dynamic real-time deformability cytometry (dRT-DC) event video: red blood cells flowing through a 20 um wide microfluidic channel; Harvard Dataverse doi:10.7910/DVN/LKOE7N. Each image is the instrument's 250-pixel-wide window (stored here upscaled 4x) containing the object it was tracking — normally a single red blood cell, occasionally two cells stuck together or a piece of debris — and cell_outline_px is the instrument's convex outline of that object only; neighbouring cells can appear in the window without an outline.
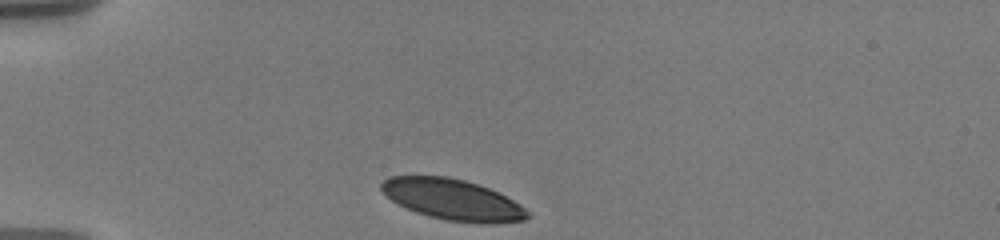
{"species": "human", "species_latin": "Homo sapiens", "temperature_condition": "warm", "stored_images_in_passage": 5, "camera_frame_rate_fps": 3000, "um_per_image_px": 0.085, "donor": {"sex": "male"}, "frame": {"image": 1, "passage_image": 1, "time_ms": 0.0, "image_size_px": [1000, 240], "cell_outline_px": [[528, 216], [524, 220], [488, 224], [448, 220], [428, 216], [416, 212], [392, 200], [380, 188], [380, 184], [388, 176], [448, 176], [464, 180], [488, 188], [520, 204], [528, 212]], "centroid_in_image_um": [38.45, 16.96], "position_along_channel_um": 46.5, "area_um2": 34.28}}
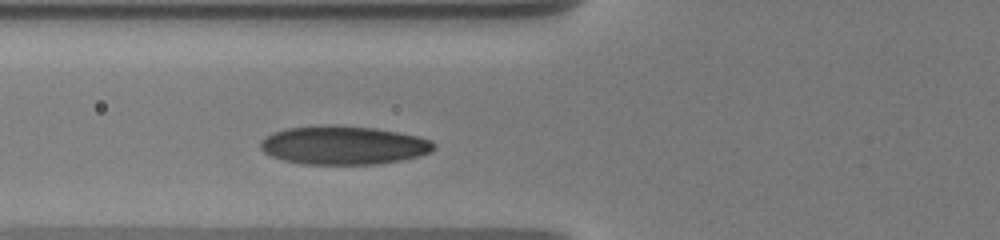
{"frame": {"image": 2, "passage_image": 5, "time_ms": 2.333, "image_size_px": [1000, 240], "cell_outline_px": [[436, 148], [432, 152], [420, 156], [380, 164], [304, 164], [284, 160], [272, 156], [264, 152], [260, 148], [260, 140], [272, 132], [284, 128], [376, 128], [420, 136], [432, 140], [436, 144]], "centroid_in_image_um": [29.26, 12.39], "position_along_channel_um": 96.5, "area_um2": 38.15}}